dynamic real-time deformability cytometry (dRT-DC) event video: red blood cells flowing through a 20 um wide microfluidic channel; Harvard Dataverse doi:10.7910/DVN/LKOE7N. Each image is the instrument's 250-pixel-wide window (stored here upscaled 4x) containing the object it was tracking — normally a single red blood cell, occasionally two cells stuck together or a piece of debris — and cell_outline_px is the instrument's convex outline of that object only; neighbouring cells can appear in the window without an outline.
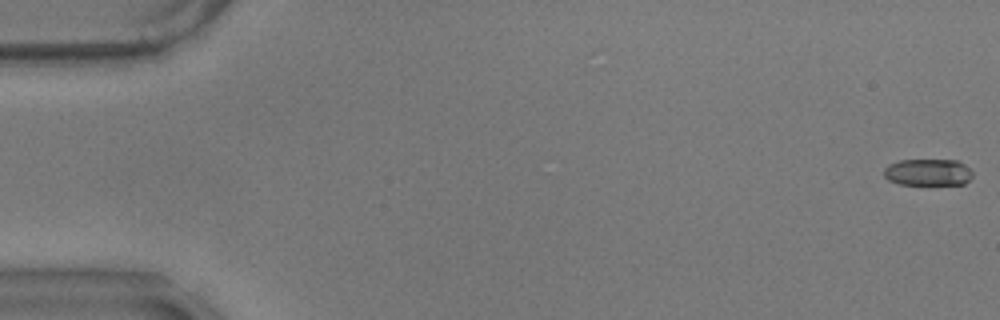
{"species": "common noctule bat (a hibernating species)", "species_latin": "Nyctalus noctula", "temperature_condition": "warm", "stored_images_in_passage": 7, "camera_frame_rate_fps": 3000, "um_per_image_px": 0.085, "animal": {"sex": "male", "body_mass_g": 17.9}, "frame": {"image": 1, "passage_image": 1, "time_ms": 0.0, "image_size_px": [1000, 320], "cell_outline_px": [[972, 176], [964, 184], [900, 184], [888, 180], [884, 176], [884, 168], [888, 164], [900, 160], [956, 160], [964, 164], [972, 172]], "centroid_in_image_um": [78.85, 14.64], "position_along_channel_um": 6.2, "area_um2": 13.76}}